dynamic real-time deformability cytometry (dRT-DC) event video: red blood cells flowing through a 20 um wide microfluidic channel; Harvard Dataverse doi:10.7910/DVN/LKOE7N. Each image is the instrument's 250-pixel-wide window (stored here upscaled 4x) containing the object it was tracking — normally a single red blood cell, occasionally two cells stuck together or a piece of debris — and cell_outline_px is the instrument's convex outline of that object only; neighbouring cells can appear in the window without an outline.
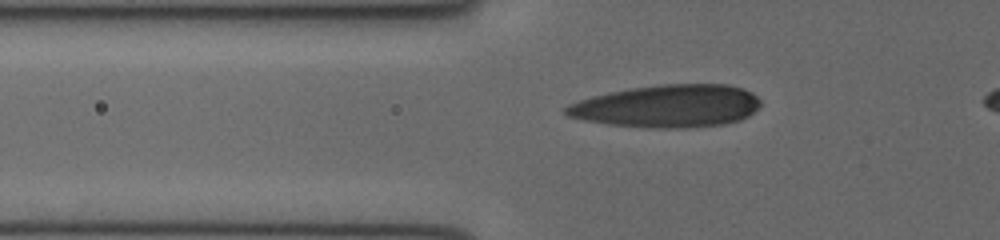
{"species": "human", "species_latin": "Homo sapiens", "temperature_condition": "cold", "stored_images_in_passage": 3, "camera_frame_rate_fps": 3000, "um_per_image_px": 0.085, "donor": {"sex": "female"}, "frame": {"image": 1, "passage_image": 2, "time_ms": 0.333, "image_size_px": [1000, 240], "cell_outline_px": [[760, 104], [748, 116], [740, 120], [724, 124], [680, 128], [652, 128], [608, 124], [584, 120], [568, 116], [564, 112], [564, 108], [568, 104], [592, 96], [632, 88], [660, 84], [728, 84], [744, 88], [752, 92], [760, 100]], "centroid_in_image_um": [56.75, 9.01], "position_along_channel_um": 69.0, "area_um2": 48.21}}